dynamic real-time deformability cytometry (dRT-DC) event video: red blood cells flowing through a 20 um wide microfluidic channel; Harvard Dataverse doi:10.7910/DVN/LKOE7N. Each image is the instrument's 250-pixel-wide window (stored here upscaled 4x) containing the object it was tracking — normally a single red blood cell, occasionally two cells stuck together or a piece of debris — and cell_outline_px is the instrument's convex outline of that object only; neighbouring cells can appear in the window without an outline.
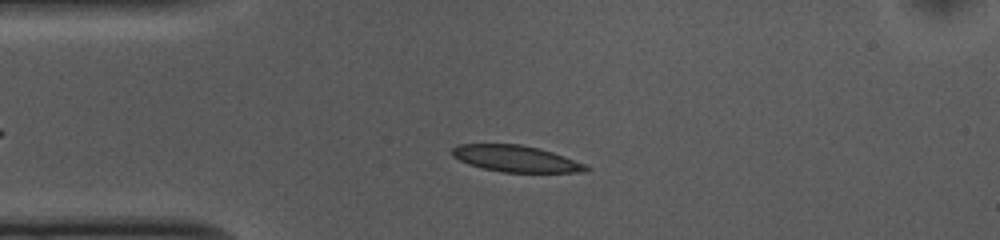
{"species": "common noctule bat (a hibernating species)", "species_latin": "Nyctalus noctula", "temperature_condition": "cold", "stored_images_in_passage": 50, "camera_frame_rate_fps": 3000, "um_per_image_px": 0.085, "animal": {"sex": "female", "body_mass_g": 10.0, "forearm_length_mm": 53.1}, "frame": {"image": 1, "passage_image": 9, "time_ms": 2.667, "image_size_px": [1000, 240], "cell_outline_px": [[592, 168], [588, 172], [504, 172], [480, 168], [468, 164], [452, 156], [452, 148], [460, 144], [520, 144], [552, 152], [588, 164]], "centroid_in_image_um": [43.89, 13.5], "position_along_channel_um": 41.1, "area_um2": 20.69}}
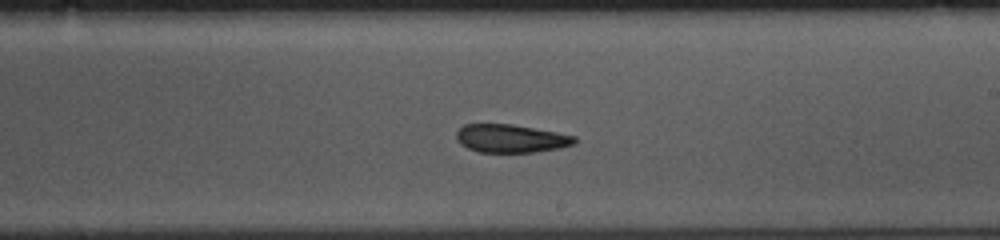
{"frame": {"image": 2, "passage_image": 27, "time_ms": 8.667, "image_size_px": [1000, 240], "cell_outline_px": [[576, 144], [560, 148], [532, 152], [480, 152], [468, 148], [460, 144], [456, 140], [456, 132], [464, 124], [512, 124], [556, 132], [576, 136]], "centroid_in_image_um": [43.42, 11.77], "position_along_channel_um": 245.6, "area_um2": 19.42}}
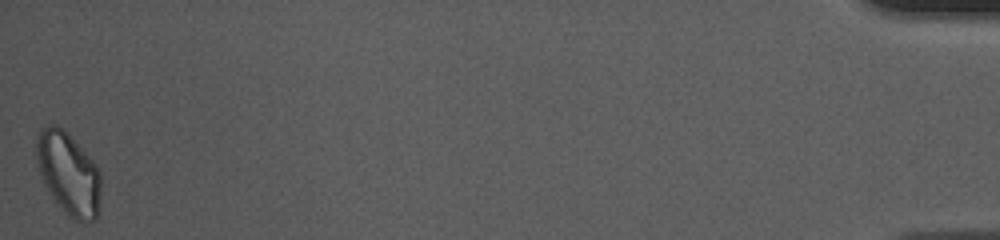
{"frame": {"image": 3, "passage_image": 50, "time_ms": 16.333, "image_size_px": [1000, 240], "cell_outline_px": [[100, 212], [96, 220], [84, 224], [68, 216], [64, 212], [48, 192], [40, 176], [36, 164], [36, 136], [40, 128], [48, 124], [56, 124], [68, 132], [96, 164], [100, 172]], "centroid_in_image_um": [5.82, 14.76], "position_along_channel_um": 429.4, "area_um2": 31.85}, "authors_computed_cell_mechanics": {"area_um2": 20.7502, "velocity_mm_per_s": 3.6965, "shape_relaxation_time_tau1_ms": 2.7561, "shape_relaxation_time_tau2_ms": 3.5616, "deformation_change_tau1": 0.1064, "deformation_change_tau2": 0.113}}